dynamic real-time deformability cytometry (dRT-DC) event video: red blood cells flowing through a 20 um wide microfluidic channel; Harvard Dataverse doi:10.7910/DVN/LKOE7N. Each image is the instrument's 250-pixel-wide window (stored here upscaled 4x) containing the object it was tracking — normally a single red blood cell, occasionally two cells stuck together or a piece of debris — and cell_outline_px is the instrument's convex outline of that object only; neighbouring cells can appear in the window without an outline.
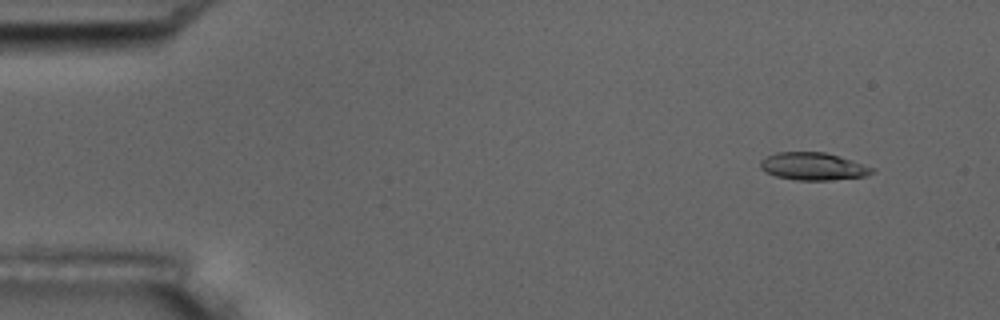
{"species": "common noctule bat (a hibernating species)", "species_latin": "Nyctalus noctula", "temperature_condition": "room temperature", "stored_images_in_passage": 5, "camera_frame_rate_fps": 3000, "um_per_image_px": 0.085, "animal": {"sex": "male", "body_mass_g": 17.5, "forearm_length_mm": 52.3}, "frame": {"image": 1, "passage_image": 1, "time_ms": 0.0, "image_size_px": [1000, 320], "cell_outline_px": [[876, 168], [868, 176], [828, 180], [796, 180], [776, 176], [760, 168], [760, 160], [776, 152], [824, 152], [852, 160]], "centroid_in_image_um": [69.14, 14.14], "position_along_channel_um": 15.9, "area_um2": 17.86}}
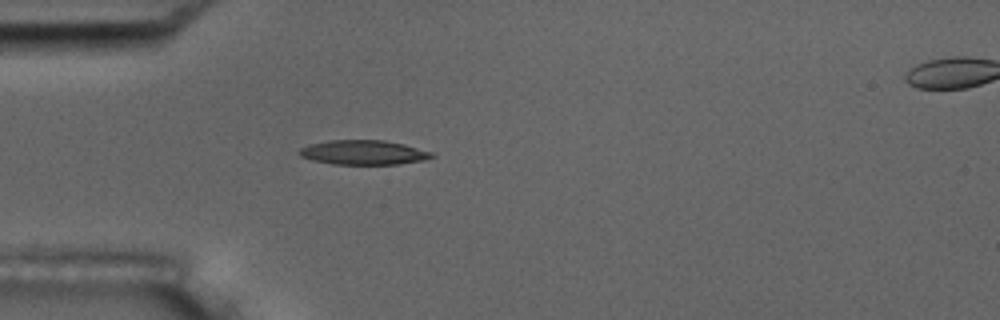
{"frame": {"image": 2, "passage_image": 4, "time_ms": 3.667, "image_size_px": [1000, 320], "cell_outline_px": [[436, 156], [424, 160], [396, 164], [332, 164], [312, 160], [300, 156], [296, 152], [300, 148], [308, 144], [328, 140], [384, 140], [404, 144], [432, 152]], "centroid_in_image_um": [30.86, 12.95], "position_along_channel_um": 54.1, "area_um2": 19.02}}